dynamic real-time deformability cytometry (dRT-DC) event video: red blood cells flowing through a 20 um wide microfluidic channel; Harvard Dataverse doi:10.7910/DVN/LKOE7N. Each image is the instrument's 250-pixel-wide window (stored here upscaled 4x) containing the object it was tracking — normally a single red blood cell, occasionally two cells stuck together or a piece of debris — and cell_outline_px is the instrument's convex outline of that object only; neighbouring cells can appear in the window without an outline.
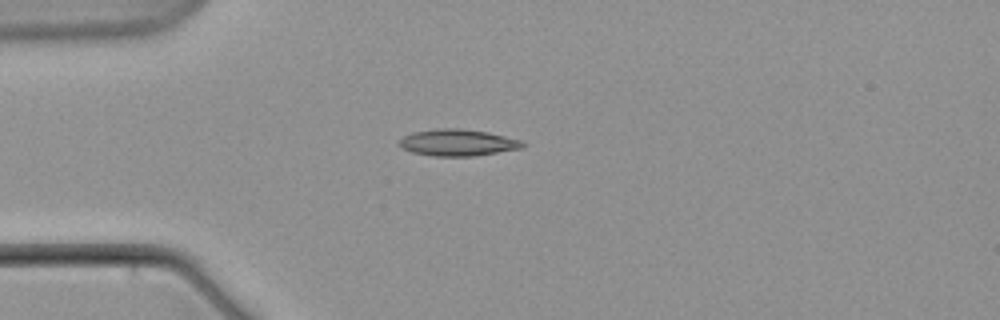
{"species": "common noctule bat (a hibernating species)", "species_latin": "Nyctalus noctula", "temperature_condition": "warm", "stored_images_in_passage": 7, "camera_frame_rate_fps": 3000, "um_per_image_px": 0.085, "animal": {"sex": "male", "body_mass_g": 21.5, "forearm_length_mm": 52.0}, "frame": {"image": 1, "passage_image": 6, "time_ms": 6.0, "image_size_px": [1000, 320], "cell_outline_px": [[524, 148], [472, 156], [432, 156], [412, 152], [400, 148], [396, 144], [404, 136], [412, 132], [436, 128], [460, 128], [488, 132], [524, 140]], "centroid_in_image_um": [38.89, 12.11], "position_along_channel_um": 46.1, "area_um2": 19.42}}